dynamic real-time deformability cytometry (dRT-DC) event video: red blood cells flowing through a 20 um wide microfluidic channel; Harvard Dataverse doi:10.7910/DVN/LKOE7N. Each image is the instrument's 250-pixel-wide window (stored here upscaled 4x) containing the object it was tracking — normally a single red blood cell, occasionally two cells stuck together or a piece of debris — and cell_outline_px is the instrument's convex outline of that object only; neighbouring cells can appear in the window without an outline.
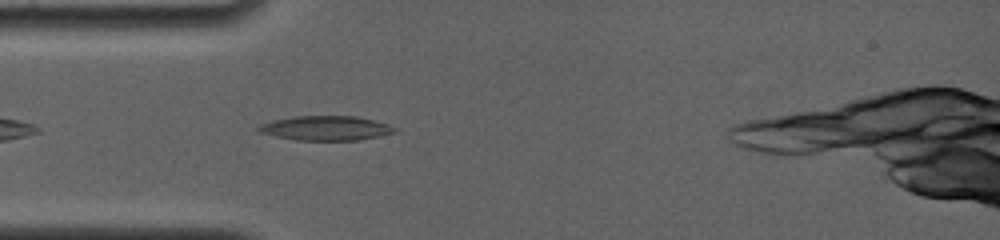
{"species": "common noctule bat (a hibernating species)", "species_latin": "Nyctalus noctula", "temperature_condition": "room temperature", "stored_images_in_passage": 2, "camera_frame_rate_fps": 4000, "um_per_image_px": 0.085, "animal": {"sex": "female", "body_mass_g": 19.0, "forearm_length_mm": 56.7}, "frame": {"image": 1, "passage_image": 2, "time_ms": 0.75, "image_size_px": [1000, 240], "cell_outline_px": [[400, 128], [396, 132], [360, 140], [296, 140], [276, 136], [260, 132], [256, 128], [260, 124], [272, 120], [296, 116], [356, 116], [388, 124]], "centroid_in_image_um": [27.72, 10.89], "position_along_channel_um": 57.3, "area_um2": 19.42}}